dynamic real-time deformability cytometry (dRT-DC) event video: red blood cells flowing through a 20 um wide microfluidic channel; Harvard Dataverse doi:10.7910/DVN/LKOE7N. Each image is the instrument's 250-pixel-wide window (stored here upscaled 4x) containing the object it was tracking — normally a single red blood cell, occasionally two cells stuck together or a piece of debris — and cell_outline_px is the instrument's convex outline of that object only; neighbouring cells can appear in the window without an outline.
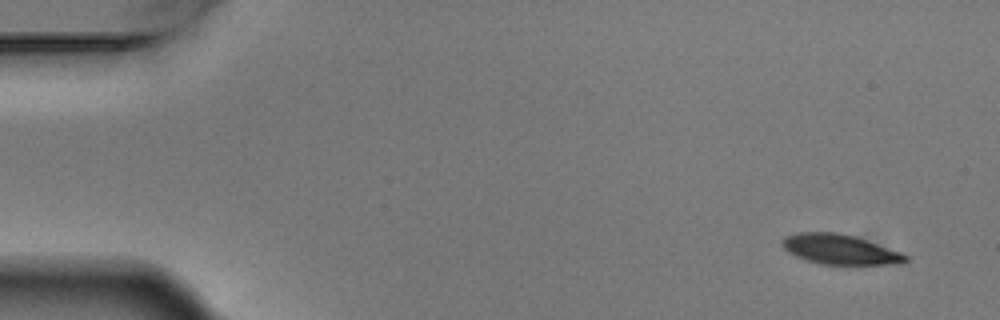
{"species": "Egyptian fruit bat (a non-hibernating species)", "species_latin": "Rousettus aegyptiacus", "temperature_condition": "warm", "stored_images_in_passage": 9, "camera_frame_rate_fps": 3000, "um_per_image_px": 0.085, "animal": {"sex": "male"}, "frame": {"image": 1, "passage_image": 1, "time_ms": 0.0, "image_size_px": [1000, 320], "cell_outline_px": [[908, 260], [904, 264], [856, 268], [820, 264], [796, 256], [788, 252], [784, 248], [780, 240], [784, 236], [796, 232], [836, 232], [856, 236], [868, 240], [900, 252], [908, 256]], "centroid_in_image_um": [71.48, 21.26], "position_along_channel_um": 13.5, "area_um2": 22.83}}
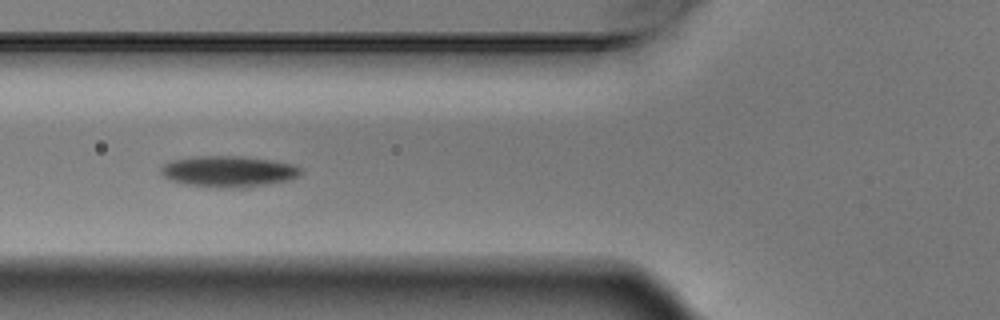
{"frame": {"image": 2, "passage_image": 6, "time_ms": 1.667, "image_size_px": [1000, 320], "cell_outline_px": [[304, 172], [300, 176], [292, 180], [244, 188], [224, 188], [184, 184], [172, 180], [164, 176], [160, 172], [160, 168], [164, 164], [172, 160], [192, 156], [244, 156], [292, 164], [304, 168]], "centroid_in_image_um": [19.48, 14.57], "position_along_channel_um": 106.3, "area_um2": 25.66}}
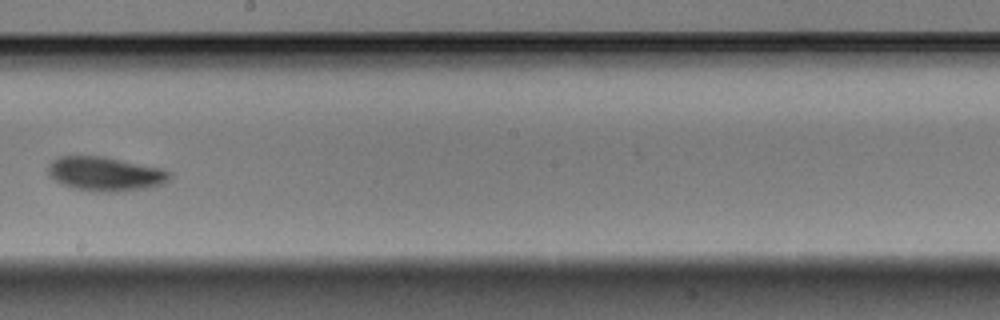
{"frame": {"image": 3, "passage_image": 9, "time_ms": 2.667, "image_size_px": [1000, 320], "cell_outline_px": [[172, 176], [164, 184], [152, 188], [116, 192], [96, 192], [72, 188], [48, 176], [48, 164], [52, 160], [60, 156], [104, 156], [160, 168], [172, 172]], "centroid_in_image_um": [8.98, 14.79], "position_along_channel_um": 239.2, "area_um2": 24.51}}